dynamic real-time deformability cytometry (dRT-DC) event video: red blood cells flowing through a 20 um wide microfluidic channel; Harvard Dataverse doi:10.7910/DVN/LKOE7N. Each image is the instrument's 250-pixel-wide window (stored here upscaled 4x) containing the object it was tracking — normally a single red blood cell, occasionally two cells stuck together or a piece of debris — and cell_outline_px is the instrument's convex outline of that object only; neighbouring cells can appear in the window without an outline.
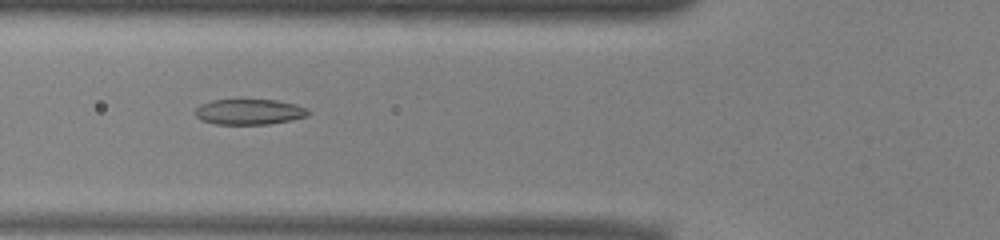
{"species": "common noctule bat (a hibernating species)", "species_latin": "Nyctalus noctula", "temperature_condition": "warm", "stored_images_in_passage": 34, "camera_frame_rate_fps": 3000, "um_per_image_px": 0.085, "animal": {"sex": "male", "body_mass_g": 13.0, "forearm_length_mm": 53.1}, "frame": {"image": 1, "passage_image": 5, "time_ms": 1.333, "image_size_px": [1000, 240], "cell_outline_px": [[308, 116], [292, 120], [268, 124], [216, 124], [200, 120], [196, 116], [196, 108], [200, 104], [212, 100], [276, 100], [296, 104], [308, 108]], "centroid_in_image_um": [21.2, 9.51], "position_along_channel_um": 104.6, "area_um2": 16.82}}
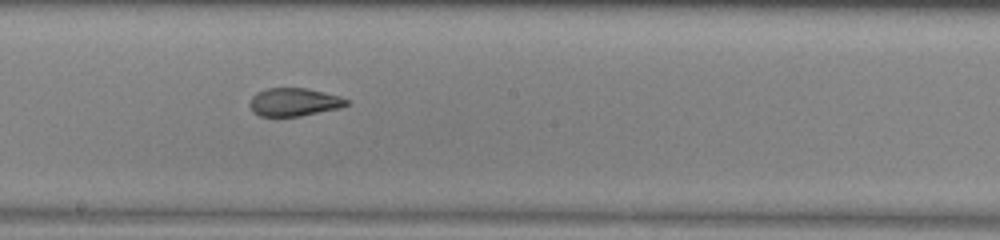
{"frame": {"image": 2, "passage_image": 14, "time_ms": 4.333, "image_size_px": [1000, 240], "cell_outline_px": [[352, 100], [348, 104], [340, 108], [300, 116], [260, 116], [252, 112], [248, 104], [252, 96], [256, 92], [268, 88], [308, 88], [340, 96]], "centroid_in_image_um": [25.0, 8.67], "position_along_channel_um": 223.2, "area_um2": 16.07}}
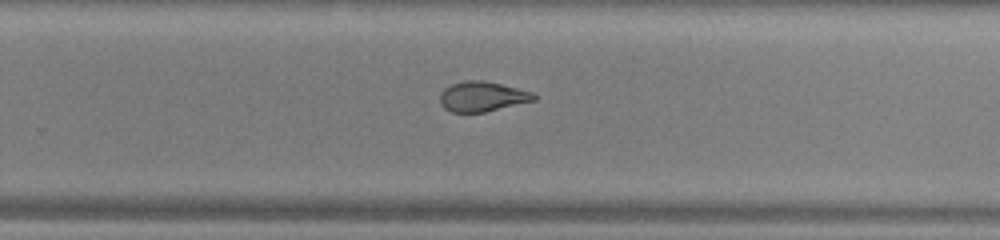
{"frame": {"image": 3, "passage_image": 19, "time_ms": 6.0, "image_size_px": [1000, 240], "cell_outline_px": [[536, 100], [484, 112], [452, 112], [444, 108], [440, 104], [440, 92], [444, 88], [452, 84], [464, 80], [484, 80], [532, 92], [536, 96]], "centroid_in_image_um": [40.96, 8.2], "position_along_channel_um": 288.8, "area_um2": 16.36}, "authors_computed_cell_mechanics": {"area_um2": 17.051, "velocity_mm_per_s": 3.9507, "shape_relaxation_time_tau1_ms": null, "shape_relaxation_time_tau2_ms": 1.8591, "deformation_change_tau1": null, "deformation_change_tau2": 0.0899}}